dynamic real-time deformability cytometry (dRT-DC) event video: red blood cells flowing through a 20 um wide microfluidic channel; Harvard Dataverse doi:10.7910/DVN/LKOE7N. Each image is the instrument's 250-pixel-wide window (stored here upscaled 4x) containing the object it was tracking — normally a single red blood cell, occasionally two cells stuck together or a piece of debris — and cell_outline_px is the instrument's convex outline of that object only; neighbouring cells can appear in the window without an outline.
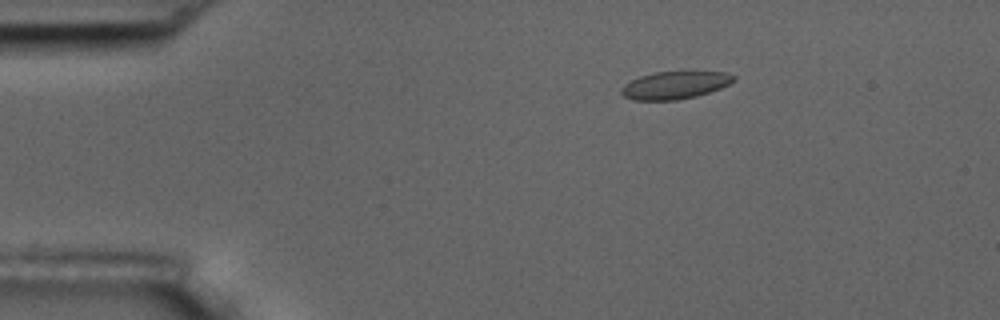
{"species": "common noctule bat (a hibernating species)", "species_latin": "Nyctalus noctula", "temperature_condition": "room temperature", "stored_images_in_passage": 2, "camera_frame_rate_fps": 3000, "um_per_image_px": 0.085, "animal": {"sex": "male", "body_mass_g": 17.5, "forearm_length_mm": 52.3}, "frame": {"image": 1, "passage_image": 1, "time_ms": 0.0, "image_size_px": [1000, 320], "cell_outline_px": [[736, 80], [720, 88], [696, 96], [676, 100], [632, 100], [624, 96], [620, 92], [620, 88], [624, 84], [640, 76], [656, 72], [724, 72], [736, 76]], "centroid_in_image_um": [57.34, 7.24], "position_along_channel_um": 27.7, "area_um2": 17.92}}